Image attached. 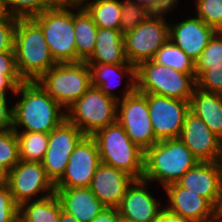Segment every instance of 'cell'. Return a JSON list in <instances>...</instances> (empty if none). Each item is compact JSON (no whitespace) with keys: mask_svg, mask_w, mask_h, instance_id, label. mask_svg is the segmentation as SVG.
Returning a JSON list of instances; mask_svg holds the SVG:
<instances>
[{"mask_svg":"<svg viewBox=\"0 0 222 222\" xmlns=\"http://www.w3.org/2000/svg\"><path fill=\"white\" fill-rule=\"evenodd\" d=\"M8 15L4 0H0V22H2Z\"/></svg>","mask_w":222,"mask_h":222,"instance_id":"obj_48","label":"cell"},{"mask_svg":"<svg viewBox=\"0 0 222 222\" xmlns=\"http://www.w3.org/2000/svg\"><path fill=\"white\" fill-rule=\"evenodd\" d=\"M152 60L183 73L195 74V61L170 39L157 50Z\"/></svg>","mask_w":222,"mask_h":222,"instance_id":"obj_28","label":"cell"},{"mask_svg":"<svg viewBox=\"0 0 222 222\" xmlns=\"http://www.w3.org/2000/svg\"><path fill=\"white\" fill-rule=\"evenodd\" d=\"M82 6L99 28L120 30L121 0H83Z\"/></svg>","mask_w":222,"mask_h":222,"instance_id":"obj_27","label":"cell"},{"mask_svg":"<svg viewBox=\"0 0 222 222\" xmlns=\"http://www.w3.org/2000/svg\"><path fill=\"white\" fill-rule=\"evenodd\" d=\"M62 209L80 222H91L105 206L89 187L55 188Z\"/></svg>","mask_w":222,"mask_h":222,"instance_id":"obj_22","label":"cell"},{"mask_svg":"<svg viewBox=\"0 0 222 222\" xmlns=\"http://www.w3.org/2000/svg\"><path fill=\"white\" fill-rule=\"evenodd\" d=\"M4 4L8 14L17 18H32L53 8L48 0H4Z\"/></svg>","mask_w":222,"mask_h":222,"instance_id":"obj_33","label":"cell"},{"mask_svg":"<svg viewBox=\"0 0 222 222\" xmlns=\"http://www.w3.org/2000/svg\"><path fill=\"white\" fill-rule=\"evenodd\" d=\"M190 111L222 140V94L202 91L196 87L190 99Z\"/></svg>","mask_w":222,"mask_h":222,"instance_id":"obj_24","label":"cell"},{"mask_svg":"<svg viewBox=\"0 0 222 222\" xmlns=\"http://www.w3.org/2000/svg\"><path fill=\"white\" fill-rule=\"evenodd\" d=\"M141 2H147L151 4L157 10H170L172 8H177V3L175 0H138Z\"/></svg>","mask_w":222,"mask_h":222,"instance_id":"obj_42","label":"cell"},{"mask_svg":"<svg viewBox=\"0 0 222 222\" xmlns=\"http://www.w3.org/2000/svg\"><path fill=\"white\" fill-rule=\"evenodd\" d=\"M157 11L151 4L138 0H122L120 31L124 35L134 30Z\"/></svg>","mask_w":222,"mask_h":222,"instance_id":"obj_29","label":"cell"},{"mask_svg":"<svg viewBox=\"0 0 222 222\" xmlns=\"http://www.w3.org/2000/svg\"><path fill=\"white\" fill-rule=\"evenodd\" d=\"M117 222H136L132 219L126 218L118 213Z\"/></svg>","mask_w":222,"mask_h":222,"instance_id":"obj_49","label":"cell"},{"mask_svg":"<svg viewBox=\"0 0 222 222\" xmlns=\"http://www.w3.org/2000/svg\"><path fill=\"white\" fill-rule=\"evenodd\" d=\"M9 97L0 95V132L13 128V106L9 107Z\"/></svg>","mask_w":222,"mask_h":222,"instance_id":"obj_38","label":"cell"},{"mask_svg":"<svg viewBox=\"0 0 222 222\" xmlns=\"http://www.w3.org/2000/svg\"><path fill=\"white\" fill-rule=\"evenodd\" d=\"M14 96L20 98L13 105L15 132L49 133L66 119L65 109L37 81H24Z\"/></svg>","mask_w":222,"mask_h":222,"instance_id":"obj_1","label":"cell"},{"mask_svg":"<svg viewBox=\"0 0 222 222\" xmlns=\"http://www.w3.org/2000/svg\"><path fill=\"white\" fill-rule=\"evenodd\" d=\"M59 222H80L79 220H77L74 216H72L71 214L67 213L66 211H64L62 209L61 206V212H60V220Z\"/></svg>","mask_w":222,"mask_h":222,"instance_id":"obj_45","label":"cell"},{"mask_svg":"<svg viewBox=\"0 0 222 222\" xmlns=\"http://www.w3.org/2000/svg\"><path fill=\"white\" fill-rule=\"evenodd\" d=\"M134 180L127 172L100 163L89 188L105 207L117 208Z\"/></svg>","mask_w":222,"mask_h":222,"instance_id":"obj_19","label":"cell"},{"mask_svg":"<svg viewBox=\"0 0 222 222\" xmlns=\"http://www.w3.org/2000/svg\"><path fill=\"white\" fill-rule=\"evenodd\" d=\"M217 211L222 213V190H221V200H220L219 206L217 208Z\"/></svg>","mask_w":222,"mask_h":222,"instance_id":"obj_50","label":"cell"},{"mask_svg":"<svg viewBox=\"0 0 222 222\" xmlns=\"http://www.w3.org/2000/svg\"><path fill=\"white\" fill-rule=\"evenodd\" d=\"M85 62L88 65L130 64L125 57L121 31L98 27L94 51Z\"/></svg>","mask_w":222,"mask_h":222,"instance_id":"obj_23","label":"cell"},{"mask_svg":"<svg viewBox=\"0 0 222 222\" xmlns=\"http://www.w3.org/2000/svg\"><path fill=\"white\" fill-rule=\"evenodd\" d=\"M136 86L141 93L190 101L196 88L195 74H187L147 60L136 67Z\"/></svg>","mask_w":222,"mask_h":222,"instance_id":"obj_5","label":"cell"},{"mask_svg":"<svg viewBox=\"0 0 222 222\" xmlns=\"http://www.w3.org/2000/svg\"><path fill=\"white\" fill-rule=\"evenodd\" d=\"M196 87L202 91L222 94V65L203 71L196 78Z\"/></svg>","mask_w":222,"mask_h":222,"instance_id":"obj_35","label":"cell"},{"mask_svg":"<svg viewBox=\"0 0 222 222\" xmlns=\"http://www.w3.org/2000/svg\"><path fill=\"white\" fill-rule=\"evenodd\" d=\"M155 222H186L185 220L179 218L176 215L169 213L166 209H164Z\"/></svg>","mask_w":222,"mask_h":222,"instance_id":"obj_44","label":"cell"},{"mask_svg":"<svg viewBox=\"0 0 222 222\" xmlns=\"http://www.w3.org/2000/svg\"><path fill=\"white\" fill-rule=\"evenodd\" d=\"M13 49L18 72L24 81H37L57 64L43 30L32 18L17 19Z\"/></svg>","mask_w":222,"mask_h":222,"instance_id":"obj_2","label":"cell"},{"mask_svg":"<svg viewBox=\"0 0 222 222\" xmlns=\"http://www.w3.org/2000/svg\"><path fill=\"white\" fill-rule=\"evenodd\" d=\"M7 185L19 206L55 193L54 184L47 177L42 162L20 160L8 172Z\"/></svg>","mask_w":222,"mask_h":222,"instance_id":"obj_11","label":"cell"},{"mask_svg":"<svg viewBox=\"0 0 222 222\" xmlns=\"http://www.w3.org/2000/svg\"><path fill=\"white\" fill-rule=\"evenodd\" d=\"M164 190L168 200L165 209L186 222H204L217 211L206 198L177 183L166 186Z\"/></svg>","mask_w":222,"mask_h":222,"instance_id":"obj_18","label":"cell"},{"mask_svg":"<svg viewBox=\"0 0 222 222\" xmlns=\"http://www.w3.org/2000/svg\"><path fill=\"white\" fill-rule=\"evenodd\" d=\"M37 82L66 110L92 86L91 70L85 61L57 63Z\"/></svg>","mask_w":222,"mask_h":222,"instance_id":"obj_6","label":"cell"},{"mask_svg":"<svg viewBox=\"0 0 222 222\" xmlns=\"http://www.w3.org/2000/svg\"><path fill=\"white\" fill-rule=\"evenodd\" d=\"M74 7H53L32 19L41 27L57 63L77 62Z\"/></svg>","mask_w":222,"mask_h":222,"instance_id":"obj_7","label":"cell"},{"mask_svg":"<svg viewBox=\"0 0 222 222\" xmlns=\"http://www.w3.org/2000/svg\"><path fill=\"white\" fill-rule=\"evenodd\" d=\"M86 135L66 119L48 133V146L42 161L47 177L55 184L64 174L69 157Z\"/></svg>","mask_w":222,"mask_h":222,"instance_id":"obj_13","label":"cell"},{"mask_svg":"<svg viewBox=\"0 0 222 222\" xmlns=\"http://www.w3.org/2000/svg\"><path fill=\"white\" fill-rule=\"evenodd\" d=\"M20 160L42 162L48 146V133L16 132Z\"/></svg>","mask_w":222,"mask_h":222,"instance_id":"obj_30","label":"cell"},{"mask_svg":"<svg viewBox=\"0 0 222 222\" xmlns=\"http://www.w3.org/2000/svg\"><path fill=\"white\" fill-rule=\"evenodd\" d=\"M204 222H222V213L216 211L212 216L207 218Z\"/></svg>","mask_w":222,"mask_h":222,"instance_id":"obj_47","label":"cell"},{"mask_svg":"<svg viewBox=\"0 0 222 222\" xmlns=\"http://www.w3.org/2000/svg\"><path fill=\"white\" fill-rule=\"evenodd\" d=\"M150 120L158 141L179 138L190 101L147 93Z\"/></svg>","mask_w":222,"mask_h":222,"instance_id":"obj_12","label":"cell"},{"mask_svg":"<svg viewBox=\"0 0 222 222\" xmlns=\"http://www.w3.org/2000/svg\"><path fill=\"white\" fill-rule=\"evenodd\" d=\"M8 172L0 166V188L7 186Z\"/></svg>","mask_w":222,"mask_h":222,"instance_id":"obj_46","label":"cell"},{"mask_svg":"<svg viewBox=\"0 0 222 222\" xmlns=\"http://www.w3.org/2000/svg\"><path fill=\"white\" fill-rule=\"evenodd\" d=\"M176 183L180 187L206 198L217 209L221 200L222 161H199Z\"/></svg>","mask_w":222,"mask_h":222,"instance_id":"obj_16","label":"cell"},{"mask_svg":"<svg viewBox=\"0 0 222 222\" xmlns=\"http://www.w3.org/2000/svg\"><path fill=\"white\" fill-rule=\"evenodd\" d=\"M20 206L7 186L0 188V222H19Z\"/></svg>","mask_w":222,"mask_h":222,"instance_id":"obj_36","label":"cell"},{"mask_svg":"<svg viewBox=\"0 0 222 222\" xmlns=\"http://www.w3.org/2000/svg\"><path fill=\"white\" fill-rule=\"evenodd\" d=\"M92 137L98 144L101 163L142 179L144 151L131 141L118 121L99 129Z\"/></svg>","mask_w":222,"mask_h":222,"instance_id":"obj_4","label":"cell"},{"mask_svg":"<svg viewBox=\"0 0 222 222\" xmlns=\"http://www.w3.org/2000/svg\"><path fill=\"white\" fill-rule=\"evenodd\" d=\"M61 203L57 195L35 201L25 202L20 206L19 222H59Z\"/></svg>","mask_w":222,"mask_h":222,"instance_id":"obj_26","label":"cell"},{"mask_svg":"<svg viewBox=\"0 0 222 222\" xmlns=\"http://www.w3.org/2000/svg\"><path fill=\"white\" fill-rule=\"evenodd\" d=\"M24 80L20 75H1L0 74V95L16 94L17 87ZM8 92V93H7Z\"/></svg>","mask_w":222,"mask_h":222,"instance_id":"obj_40","label":"cell"},{"mask_svg":"<svg viewBox=\"0 0 222 222\" xmlns=\"http://www.w3.org/2000/svg\"><path fill=\"white\" fill-rule=\"evenodd\" d=\"M216 30L198 17L184 18L169 24V39L196 61Z\"/></svg>","mask_w":222,"mask_h":222,"instance_id":"obj_20","label":"cell"},{"mask_svg":"<svg viewBox=\"0 0 222 222\" xmlns=\"http://www.w3.org/2000/svg\"><path fill=\"white\" fill-rule=\"evenodd\" d=\"M117 121L144 152L158 142L150 120L147 93L135 91L117 103Z\"/></svg>","mask_w":222,"mask_h":222,"instance_id":"obj_10","label":"cell"},{"mask_svg":"<svg viewBox=\"0 0 222 222\" xmlns=\"http://www.w3.org/2000/svg\"><path fill=\"white\" fill-rule=\"evenodd\" d=\"M0 74L20 75L17 69L14 51L0 52Z\"/></svg>","mask_w":222,"mask_h":222,"instance_id":"obj_39","label":"cell"},{"mask_svg":"<svg viewBox=\"0 0 222 222\" xmlns=\"http://www.w3.org/2000/svg\"><path fill=\"white\" fill-rule=\"evenodd\" d=\"M222 65V31H216L195 61V78L211 67Z\"/></svg>","mask_w":222,"mask_h":222,"instance_id":"obj_31","label":"cell"},{"mask_svg":"<svg viewBox=\"0 0 222 222\" xmlns=\"http://www.w3.org/2000/svg\"><path fill=\"white\" fill-rule=\"evenodd\" d=\"M100 163L96 140L92 136H85L74 148L65 172L54 188L89 187Z\"/></svg>","mask_w":222,"mask_h":222,"instance_id":"obj_14","label":"cell"},{"mask_svg":"<svg viewBox=\"0 0 222 222\" xmlns=\"http://www.w3.org/2000/svg\"><path fill=\"white\" fill-rule=\"evenodd\" d=\"M88 66L91 70L92 86L98 87L104 94L117 101L133 94L137 90L136 67L133 64H96ZM124 76L128 80H125L124 90L121 92L123 94H120L121 96L118 97L113 89L121 84Z\"/></svg>","mask_w":222,"mask_h":222,"instance_id":"obj_21","label":"cell"},{"mask_svg":"<svg viewBox=\"0 0 222 222\" xmlns=\"http://www.w3.org/2000/svg\"><path fill=\"white\" fill-rule=\"evenodd\" d=\"M74 31L77 62L86 61L94 51L98 26L82 5L74 7Z\"/></svg>","mask_w":222,"mask_h":222,"instance_id":"obj_25","label":"cell"},{"mask_svg":"<svg viewBox=\"0 0 222 222\" xmlns=\"http://www.w3.org/2000/svg\"><path fill=\"white\" fill-rule=\"evenodd\" d=\"M83 0H48L52 7H75L81 6Z\"/></svg>","mask_w":222,"mask_h":222,"instance_id":"obj_43","label":"cell"},{"mask_svg":"<svg viewBox=\"0 0 222 222\" xmlns=\"http://www.w3.org/2000/svg\"><path fill=\"white\" fill-rule=\"evenodd\" d=\"M117 208L105 207L91 222H117Z\"/></svg>","mask_w":222,"mask_h":222,"instance_id":"obj_41","label":"cell"},{"mask_svg":"<svg viewBox=\"0 0 222 222\" xmlns=\"http://www.w3.org/2000/svg\"><path fill=\"white\" fill-rule=\"evenodd\" d=\"M157 10L134 30L123 35L124 52L127 61L137 67L140 63L152 60L157 50L169 39V22L165 14L174 12Z\"/></svg>","mask_w":222,"mask_h":222,"instance_id":"obj_9","label":"cell"},{"mask_svg":"<svg viewBox=\"0 0 222 222\" xmlns=\"http://www.w3.org/2000/svg\"><path fill=\"white\" fill-rule=\"evenodd\" d=\"M196 17L216 31H222V0H195Z\"/></svg>","mask_w":222,"mask_h":222,"instance_id":"obj_34","label":"cell"},{"mask_svg":"<svg viewBox=\"0 0 222 222\" xmlns=\"http://www.w3.org/2000/svg\"><path fill=\"white\" fill-rule=\"evenodd\" d=\"M179 139L200 162L222 161V140L191 111L185 117Z\"/></svg>","mask_w":222,"mask_h":222,"instance_id":"obj_15","label":"cell"},{"mask_svg":"<svg viewBox=\"0 0 222 222\" xmlns=\"http://www.w3.org/2000/svg\"><path fill=\"white\" fill-rule=\"evenodd\" d=\"M149 181L135 179L117 207L118 213L136 222H155L165 209L148 191ZM161 203V204H160Z\"/></svg>","mask_w":222,"mask_h":222,"instance_id":"obj_17","label":"cell"},{"mask_svg":"<svg viewBox=\"0 0 222 222\" xmlns=\"http://www.w3.org/2000/svg\"><path fill=\"white\" fill-rule=\"evenodd\" d=\"M20 161L19 141L13 129L0 132V166L9 172Z\"/></svg>","mask_w":222,"mask_h":222,"instance_id":"obj_32","label":"cell"},{"mask_svg":"<svg viewBox=\"0 0 222 222\" xmlns=\"http://www.w3.org/2000/svg\"><path fill=\"white\" fill-rule=\"evenodd\" d=\"M17 17L8 15L0 22V52L14 51V36Z\"/></svg>","mask_w":222,"mask_h":222,"instance_id":"obj_37","label":"cell"},{"mask_svg":"<svg viewBox=\"0 0 222 222\" xmlns=\"http://www.w3.org/2000/svg\"><path fill=\"white\" fill-rule=\"evenodd\" d=\"M199 160L179 139L158 141L144 152V174L142 179L152 184L158 181L164 189L176 183Z\"/></svg>","mask_w":222,"mask_h":222,"instance_id":"obj_3","label":"cell"},{"mask_svg":"<svg viewBox=\"0 0 222 222\" xmlns=\"http://www.w3.org/2000/svg\"><path fill=\"white\" fill-rule=\"evenodd\" d=\"M118 101L91 86L83 96L65 110L66 120L86 136L117 121Z\"/></svg>","mask_w":222,"mask_h":222,"instance_id":"obj_8","label":"cell"}]
</instances>
